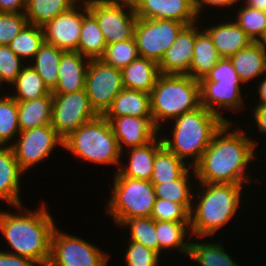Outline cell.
<instances>
[{"label":"cell","instance_id":"49","mask_svg":"<svg viewBox=\"0 0 266 266\" xmlns=\"http://www.w3.org/2000/svg\"><path fill=\"white\" fill-rule=\"evenodd\" d=\"M254 119L261 133L266 134V106H256L253 108Z\"/></svg>","mask_w":266,"mask_h":266},{"label":"cell","instance_id":"8","mask_svg":"<svg viewBox=\"0 0 266 266\" xmlns=\"http://www.w3.org/2000/svg\"><path fill=\"white\" fill-rule=\"evenodd\" d=\"M85 1L87 2L88 10L97 19L107 45L134 37L137 16L132 0Z\"/></svg>","mask_w":266,"mask_h":266},{"label":"cell","instance_id":"11","mask_svg":"<svg viewBox=\"0 0 266 266\" xmlns=\"http://www.w3.org/2000/svg\"><path fill=\"white\" fill-rule=\"evenodd\" d=\"M51 126L64 140L81 125L96 118L86 90L68 94H52Z\"/></svg>","mask_w":266,"mask_h":266},{"label":"cell","instance_id":"6","mask_svg":"<svg viewBox=\"0 0 266 266\" xmlns=\"http://www.w3.org/2000/svg\"><path fill=\"white\" fill-rule=\"evenodd\" d=\"M63 147L94 164L118 165L122 156L118 140L103 115H98L72 132L63 140Z\"/></svg>","mask_w":266,"mask_h":266},{"label":"cell","instance_id":"36","mask_svg":"<svg viewBox=\"0 0 266 266\" xmlns=\"http://www.w3.org/2000/svg\"><path fill=\"white\" fill-rule=\"evenodd\" d=\"M44 43L43 28L27 24L22 31L9 43L10 49L21 59L32 58Z\"/></svg>","mask_w":266,"mask_h":266},{"label":"cell","instance_id":"3","mask_svg":"<svg viewBox=\"0 0 266 266\" xmlns=\"http://www.w3.org/2000/svg\"><path fill=\"white\" fill-rule=\"evenodd\" d=\"M172 139L162 138L163 144L178 158H193V167L209 147L213 135L225 121L217 114L200 105L195 110L173 119Z\"/></svg>","mask_w":266,"mask_h":266},{"label":"cell","instance_id":"4","mask_svg":"<svg viewBox=\"0 0 266 266\" xmlns=\"http://www.w3.org/2000/svg\"><path fill=\"white\" fill-rule=\"evenodd\" d=\"M196 206L190 211V235L204 238L215 234L236 215L242 185L201 183ZM204 186V187H203ZM199 201V202H198Z\"/></svg>","mask_w":266,"mask_h":266},{"label":"cell","instance_id":"16","mask_svg":"<svg viewBox=\"0 0 266 266\" xmlns=\"http://www.w3.org/2000/svg\"><path fill=\"white\" fill-rule=\"evenodd\" d=\"M118 140L119 148L123 154V144L129 149L141 147L152 142L158 135V129L152 117H105Z\"/></svg>","mask_w":266,"mask_h":266},{"label":"cell","instance_id":"26","mask_svg":"<svg viewBox=\"0 0 266 266\" xmlns=\"http://www.w3.org/2000/svg\"><path fill=\"white\" fill-rule=\"evenodd\" d=\"M152 117L150 94L123 88L115 97L104 117Z\"/></svg>","mask_w":266,"mask_h":266},{"label":"cell","instance_id":"23","mask_svg":"<svg viewBox=\"0 0 266 266\" xmlns=\"http://www.w3.org/2000/svg\"><path fill=\"white\" fill-rule=\"evenodd\" d=\"M163 145L162 137L158 136L147 145L130 148L129 162L122 168H117L122 176L128 178L151 180L156 151Z\"/></svg>","mask_w":266,"mask_h":266},{"label":"cell","instance_id":"44","mask_svg":"<svg viewBox=\"0 0 266 266\" xmlns=\"http://www.w3.org/2000/svg\"><path fill=\"white\" fill-rule=\"evenodd\" d=\"M127 266H157L160 262V254L140 243L129 241L126 249Z\"/></svg>","mask_w":266,"mask_h":266},{"label":"cell","instance_id":"24","mask_svg":"<svg viewBox=\"0 0 266 266\" xmlns=\"http://www.w3.org/2000/svg\"><path fill=\"white\" fill-rule=\"evenodd\" d=\"M83 23L80 30L77 52L91 59H100L106 49L103 33L95 16L88 10L87 2L83 0Z\"/></svg>","mask_w":266,"mask_h":266},{"label":"cell","instance_id":"48","mask_svg":"<svg viewBox=\"0 0 266 266\" xmlns=\"http://www.w3.org/2000/svg\"><path fill=\"white\" fill-rule=\"evenodd\" d=\"M237 2L238 0H195V7H196L197 14L199 15L200 11L203 9L204 4L210 5V6H216V7L222 6L223 8L225 6H228V8H230L232 4L237 3Z\"/></svg>","mask_w":266,"mask_h":266},{"label":"cell","instance_id":"43","mask_svg":"<svg viewBox=\"0 0 266 266\" xmlns=\"http://www.w3.org/2000/svg\"><path fill=\"white\" fill-rule=\"evenodd\" d=\"M9 45H0V86L2 82L11 85L22 71L24 65Z\"/></svg>","mask_w":266,"mask_h":266},{"label":"cell","instance_id":"12","mask_svg":"<svg viewBox=\"0 0 266 266\" xmlns=\"http://www.w3.org/2000/svg\"><path fill=\"white\" fill-rule=\"evenodd\" d=\"M123 88L120 69L105 64L101 59L90 60L85 90L91 107L98 115H104L107 112Z\"/></svg>","mask_w":266,"mask_h":266},{"label":"cell","instance_id":"22","mask_svg":"<svg viewBox=\"0 0 266 266\" xmlns=\"http://www.w3.org/2000/svg\"><path fill=\"white\" fill-rule=\"evenodd\" d=\"M161 75L156 61L138 57L121 69L124 88L150 94Z\"/></svg>","mask_w":266,"mask_h":266},{"label":"cell","instance_id":"31","mask_svg":"<svg viewBox=\"0 0 266 266\" xmlns=\"http://www.w3.org/2000/svg\"><path fill=\"white\" fill-rule=\"evenodd\" d=\"M63 52L64 50L44 42L34 56L35 62L31 65L51 91L57 85L58 67Z\"/></svg>","mask_w":266,"mask_h":266},{"label":"cell","instance_id":"14","mask_svg":"<svg viewBox=\"0 0 266 266\" xmlns=\"http://www.w3.org/2000/svg\"><path fill=\"white\" fill-rule=\"evenodd\" d=\"M81 11L83 8H80L78 2V5L43 25L44 42L64 51H77L83 23V12Z\"/></svg>","mask_w":266,"mask_h":266},{"label":"cell","instance_id":"9","mask_svg":"<svg viewBox=\"0 0 266 266\" xmlns=\"http://www.w3.org/2000/svg\"><path fill=\"white\" fill-rule=\"evenodd\" d=\"M108 258L95 245L54 228L47 266H106Z\"/></svg>","mask_w":266,"mask_h":266},{"label":"cell","instance_id":"7","mask_svg":"<svg viewBox=\"0 0 266 266\" xmlns=\"http://www.w3.org/2000/svg\"><path fill=\"white\" fill-rule=\"evenodd\" d=\"M114 178L106 211L115 223L120 225L129 218L151 217L156 201L153 184L148 180L124 177L118 171Z\"/></svg>","mask_w":266,"mask_h":266},{"label":"cell","instance_id":"5","mask_svg":"<svg viewBox=\"0 0 266 266\" xmlns=\"http://www.w3.org/2000/svg\"><path fill=\"white\" fill-rule=\"evenodd\" d=\"M150 103L153 123L160 131L164 120L200 106V83L189 75L161 74L150 93Z\"/></svg>","mask_w":266,"mask_h":266},{"label":"cell","instance_id":"18","mask_svg":"<svg viewBox=\"0 0 266 266\" xmlns=\"http://www.w3.org/2000/svg\"><path fill=\"white\" fill-rule=\"evenodd\" d=\"M200 83V105L207 110L219 115L225 122L229 120L222 116L218 110L221 108L238 110L242 109L240 84H226L212 81H199ZM219 107V108H217ZM227 107V108H226Z\"/></svg>","mask_w":266,"mask_h":266},{"label":"cell","instance_id":"19","mask_svg":"<svg viewBox=\"0 0 266 266\" xmlns=\"http://www.w3.org/2000/svg\"><path fill=\"white\" fill-rule=\"evenodd\" d=\"M90 59L77 51H64L61 55L58 81L52 94H68L85 89Z\"/></svg>","mask_w":266,"mask_h":266},{"label":"cell","instance_id":"17","mask_svg":"<svg viewBox=\"0 0 266 266\" xmlns=\"http://www.w3.org/2000/svg\"><path fill=\"white\" fill-rule=\"evenodd\" d=\"M195 45V23L186 25L158 62L161 74L189 75Z\"/></svg>","mask_w":266,"mask_h":266},{"label":"cell","instance_id":"41","mask_svg":"<svg viewBox=\"0 0 266 266\" xmlns=\"http://www.w3.org/2000/svg\"><path fill=\"white\" fill-rule=\"evenodd\" d=\"M151 218L155 221L190 222V211L183 204L156 198Z\"/></svg>","mask_w":266,"mask_h":266},{"label":"cell","instance_id":"35","mask_svg":"<svg viewBox=\"0 0 266 266\" xmlns=\"http://www.w3.org/2000/svg\"><path fill=\"white\" fill-rule=\"evenodd\" d=\"M188 257L200 266H238L220 243L191 242Z\"/></svg>","mask_w":266,"mask_h":266},{"label":"cell","instance_id":"50","mask_svg":"<svg viewBox=\"0 0 266 266\" xmlns=\"http://www.w3.org/2000/svg\"><path fill=\"white\" fill-rule=\"evenodd\" d=\"M264 79L260 82L258 86V93L260 95V100L256 106H266V73L264 74Z\"/></svg>","mask_w":266,"mask_h":266},{"label":"cell","instance_id":"1","mask_svg":"<svg viewBox=\"0 0 266 266\" xmlns=\"http://www.w3.org/2000/svg\"><path fill=\"white\" fill-rule=\"evenodd\" d=\"M230 124L232 122H225L213 135L209 147L192 167L199 185L200 183L242 185L248 181L250 183L251 179L246 176L245 169L254 158L256 144L240 128L228 130Z\"/></svg>","mask_w":266,"mask_h":266},{"label":"cell","instance_id":"46","mask_svg":"<svg viewBox=\"0 0 266 266\" xmlns=\"http://www.w3.org/2000/svg\"><path fill=\"white\" fill-rule=\"evenodd\" d=\"M0 266H40L37 262L0 250Z\"/></svg>","mask_w":266,"mask_h":266},{"label":"cell","instance_id":"25","mask_svg":"<svg viewBox=\"0 0 266 266\" xmlns=\"http://www.w3.org/2000/svg\"><path fill=\"white\" fill-rule=\"evenodd\" d=\"M190 65L189 76L200 81L221 59L210 35L195 26V45Z\"/></svg>","mask_w":266,"mask_h":266},{"label":"cell","instance_id":"37","mask_svg":"<svg viewBox=\"0 0 266 266\" xmlns=\"http://www.w3.org/2000/svg\"><path fill=\"white\" fill-rule=\"evenodd\" d=\"M120 225L129 226L131 240L159 253L156 221L151 217L129 218Z\"/></svg>","mask_w":266,"mask_h":266},{"label":"cell","instance_id":"15","mask_svg":"<svg viewBox=\"0 0 266 266\" xmlns=\"http://www.w3.org/2000/svg\"><path fill=\"white\" fill-rule=\"evenodd\" d=\"M132 3L137 18L171 19L191 25L200 17L195 0H132Z\"/></svg>","mask_w":266,"mask_h":266},{"label":"cell","instance_id":"47","mask_svg":"<svg viewBox=\"0 0 266 266\" xmlns=\"http://www.w3.org/2000/svg\"><path fill=\"white\" fill-rule=\"evenodd\" d=\"M26 4L27 0H0V12L25 13Z\"/></svg>","mask_w":266,"mask_h":266},{"label":"cell","instance_id":"51","mask_svg":"<svg viewBox=\"0 0 266 266\" xmlns=\"http://www.w3.org/2000/svg\"><path fill=\"white\" fill-rule=\"evenodd\" d=\"M246 5L266 12V0H245Z\"/></svg>","mask_w":266,"mask_h":266},{"label":"cell","instance_id":"45","mask_svg":"<svg viewBox=\"0 0 266 266\" xmlns=\"http://www.w3.org/2000/svg\"><path fill=\"white\" fill-rule=\"evenodd\" d=\"M200 81H212L226 84L243 83L235 71L230 58H221L212 70Z\"/></svg>","mask_w":266,"mask_h":266},{"label":"cell","instance_id":"52","mask_svg":"<svg viewBox=\"0 0 266 266\" xmlns=\"http://www.w3.org/2000/svg\"><path fill=\"white\" fill-rule=\"evenodd\" d=\"M257 43L261 46V48L266 52V31L262 34V36L258 39Z\"/></svg>","mask_w":266,"mask_h":266},{"label":"cell","instance_id":"13","mask_svg":"<svg viewBox=\"0 0 266 266\" xmlns=\"http://www.w3.org/2000/svg\"><path fill=\"white\" fill-rule=\"evenodd\" d=\"M17 136L19 140L9 145L23 172L50 156L56 145L63 146V139L51 125L25 130Z\"/></svg>","mask_w":266,"mask_h":266},{"label":"cell","instance_id":"27","mask_svg":"<svg viewBox=\"0 0 266 266\" xmlns=\"http://www.w3.org/2000/svg\"><path fill=\"white\" fill-rule=\"evenodd\" d=\"M52 105V93L39 99L17 101L20 132L51 125Z\"/></svg>","mask_w":266,"mask_h":266},{"label":"cell","instance_id":"2","mask_svg":"<svg viewBox=\"0 0 266 266\" xmlns=\"http://www.w3.org/2000/svg\"><path fill=\"white\" fill-rule=\"evenodd\" d=\"M37 211H28L20 215L0 212V231L10 246L11 253L47 266L50 259L51 237L56 227L54 219L42 204ZM24 214V215H23Z\"/></svg>","mask_w":266,"mask_h":266},{"label":"cell","instance_id":"28","mask_svg":"<svg viewBox=\"0 0 266 266\" xmlns=\"http://www.w3.org/2000/svg\"><path fill=\"white\" fill-rule=\"evenodd\" d=\"M240 80L247 83L266 73V52L257 42L230 57Z\"/></svg>","mask_w":266,"mask_h":266},{"label":"cell","instance_id":"29","mask_svg":"<svg viewBox=\"0 0 266 266\" xmlns=\"http://www.w3.org/2000/svg\"><path fill=\"white\" fill-rule=\"evenodd\" d=\"M78 2L80 0H27L25 16L28 24L42 27Z\"/></svg>","mask_w":266,"mask_h":266},{"label":"cell","instance_id":"20","mask_svg":"<svg viewBox=\"0 0 266 266\" xmlns=\"http://www.w3.org/2000/svg\"><path fill=\"white\" fill-rule=\"evenodd\" d=\"M10 145L0 146V200L21 211L20 175H23ZM20 208V209H19Z\"/></svg>","mask_w":266,"mask_h":266},{"label":"cell","instance_id":"40","mask_svg":"<svg viewBox=\"0 0 266 266\" xmlns=\"http://www.w3.org/2000/svg\"><path fill=\"white\" fill-rule=\"evenodd\" d=\"M237 13L235 22L254 42H257L266 31V12L245 4Z\"/></svg>","mask_w":266,"mask_h":266},{"label":"cell","instance_id":"10","mask_svg":"<svg viewBox=\"0 0 266 266\" xmlns=\"http://www.w3.org/2000/svg\"><path fill=\"white\" fill-rule=\"evenodd\" d=\"M185 26L171 19L137 18L133 38L139 57L158 63Z\"/></svg>","mask_w":266,"mask_h":266},{"label":"cell","instance_id":"30","mask_svg":"<svg viewBox=\"0 0 266 266\" xmlns=\"http://www.w3.org/2000/svg\"><path fill=\"white\" fill-rule=\"evenodd\" d=\"M190 165L172 153L164 144L156 151L150 182L162 184L178 179Z\"/></svg>","mask_w":266,"mask_h":266},{"label":"cell","instance_id":"21","mask_svg":"<svg viewBox=\"0 0 266 266\" xmlns=\"http://www.w3.org/2000/svg\"><path fill=\"white\" fill-rule=\"evenodd\" d=\"M212 38L221 58H230L254 42L234 21L204 29Z\"/></svg>","mask_w":266,"mask_h":266},{"label":"cell","instance_id":"42","mask_svg":"<svg viewBox=\"0 0 266 266\" xmlns=\"http://www.w3.org/2000/svg\"><path fill=\"white\" fill-rule=\"evenodd\" d=\"M27 24L25 13L0 12V45H9Z\"/></svg>","mask_w":266,"mask_h":266},{"label":"cell","instance_id":"38","mask_svg":"<svg viewBox=\"0 0 266 266\" xmlns=\"http://www.w3.org/2000/svg\"><path fill=\"white\" fill-rule=\"evenodd\" d=\"M6 96L0 97V146H5L20 133L17 101L10 95Z\"/></svg>","mask_w":266,"mask_h":266},{"label":"cell","instance_id":"32","mask_svg":"<svg viewBox=\"0 0 266 266\" xmlns=\"http://www.w3.org/2000/svg\"><path fill=\"white\" fill-rule=\"evenodd\" d=\"M17 89L16 94L10 95L16 101H29L39 99L43 96L52 93L46 86L40 75L28 64L23 67L20 74L17 76L11 86Z\"/></svg>","mask_w":266,"mask_h":266},{"label":"cell","instance_id":"34","mask_svg":"<svg viewBox=\"0 0 266 266\" xmlns=\"http://www.w3.org/2000/svg\"><path fill=\"white\" fill-rule=\"evenodd\" d=\"M191 166L178 178L162 184H153L156 198L183 204L189 211L193 206L191 182L189 180ZM188 176V177H187ZM190 188V189H189Z\"/></svg>","mask_w":266,"mask_h":266},{"label":"cell","instance_id":"33","mask_svg":"<svg viewBox=\"0 0 266 266\" xmlns=\"http://www.w3.org/2000/svg\"><path fill=\"white\" fill-rule=\"evenodd\" d=\"M190 222L156 221V234L159 242V254L162 249L178 248L182 253H189L190 242H186Z\"/></svg>","mask_w":266,"mask_h":266},{"label":"cell","instance_id":"39","mask_svg":"<svg viewBox=\"0 0 266 266\" xmlns=\"http://www.w3.org/2000/svg\"><path fill=\"white\" fill-rule=\"evenodd\" d=\"M139 57L134 38L109 44L100 58L105 64L122 69Z\"/></svg>","mask_w":266,"mask_h":266}]
</instances>
